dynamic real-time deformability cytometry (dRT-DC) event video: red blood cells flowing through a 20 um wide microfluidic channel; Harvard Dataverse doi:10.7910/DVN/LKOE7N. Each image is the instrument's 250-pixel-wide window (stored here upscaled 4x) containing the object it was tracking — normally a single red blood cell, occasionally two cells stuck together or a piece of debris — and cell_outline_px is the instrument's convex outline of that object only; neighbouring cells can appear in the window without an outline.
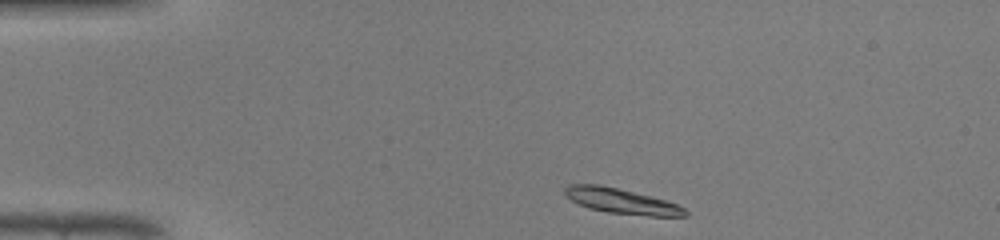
{"species": "common noctule bat (a hibernating species)", "species_latin": "Nyctalus noctula", "temperature_condition": "warm", "stored_images_in_passage": 39, "camera_frame_rate_fps": 3000, "um_per_image_px": 0.085, "animal": {"sex": "male", "body_mass_g": 19.0, "forearm_length_mm": 50.8}, "frame": {"image": 1, "passage_image": 1, "time_ms": 0.0, "image_size_px": [1000, 240], "cell_outline_px": [[688, 216], [648, 216], [608, 212], [588, 208], [564, 196], [564, 188], [568, 184], [600, 184], [668, 200], [684, 208], [688, 212]], "centroid_in_image_um": [52.82, 17.09], "position_along_channel_um": 32.2, "area_um2": 17.74}}
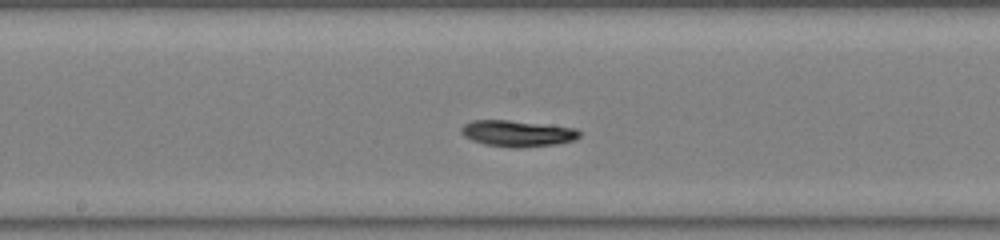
{"frame": {"image": 2, "passage_image": 17, "time_ms": 5.333, "image_size_px": [1000, 240], "cell_outline_px": [[580, 136], [576, 140], [556, 144], [520, 148], [512, 148], [484, 144], [472, 140], [464, 136], [460, 132], [460, 128], [464, 124], [472, 120], [508, 120], [576, 128], [580, 132]], "centroid_in_image_um": [43.97, 11.35], "position_along_channel_um": 204.2, "area_um2": 18.15}}
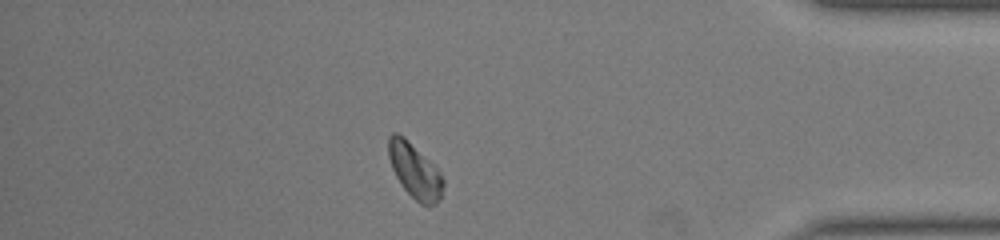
{"frame": {"image": 3, "passage_image": 33, "time_ms": 10.667, "image_size_px": [1000, 240], "cell_outline_px": [[444, 184], [440, 200], [436, 204], [428, 208], [420, 204], [400, 184], [392, 168], [388, 156], [388, 136], [392, 132], [396, 132], [404, 136], [440, 172], [444, 180]], "centroid_in_image_um": [35.25, 14.54], "position_along_channel_um": 399.9, "area_um2": 17.51}, "authors_computed_cell_mechanics": {"area_um2": 17.629, "velocity_mm_per_s": 4.2745, "shape_relaxation_time_tau1_ms": 2.6894, "shape_relaxation_time_tau2_ms": 4.303, "deformation_change_tau1": 0.1192, "deformation_change_tau2": 0.0575}}